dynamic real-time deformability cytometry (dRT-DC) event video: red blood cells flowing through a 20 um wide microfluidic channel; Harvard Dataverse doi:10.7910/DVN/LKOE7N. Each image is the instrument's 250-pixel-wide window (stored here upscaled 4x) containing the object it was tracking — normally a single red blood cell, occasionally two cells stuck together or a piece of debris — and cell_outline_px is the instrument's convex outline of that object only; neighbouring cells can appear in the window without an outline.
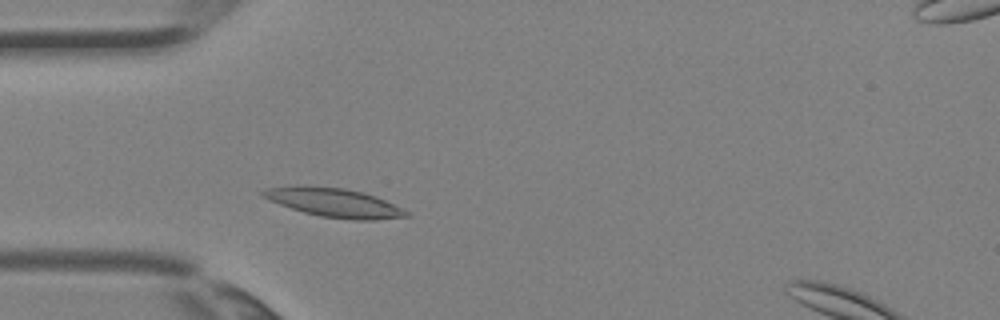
{"species": "Egyptian fruit bat (a non-hibernating species)", "species_latin": "Rousettus aegyptiacus", "temperature_condition": "room temperature", "stored_images_in_passage": 1, "camera_frame_rate_fps": 3000, "um_per_image_px": 0.085, "animal": {"sex": "female"}, "frame": {"image": 1, "passage_image": 1, "time_ms": 0.0, "image_size_px": [1000, 320], "cell_outline_px": [[412, 216], [376, 220], [352, 220], [320, 216], [304, 212], [280, 204], [264, 196], [260, 192], [264, 188], [292, 184], [344, 188], [376, 196], [408, 212]], "centroid_in_image_um": [28.38, 17.21], "position_along_channel_um": 56.6, "area_um2": 24.04}}